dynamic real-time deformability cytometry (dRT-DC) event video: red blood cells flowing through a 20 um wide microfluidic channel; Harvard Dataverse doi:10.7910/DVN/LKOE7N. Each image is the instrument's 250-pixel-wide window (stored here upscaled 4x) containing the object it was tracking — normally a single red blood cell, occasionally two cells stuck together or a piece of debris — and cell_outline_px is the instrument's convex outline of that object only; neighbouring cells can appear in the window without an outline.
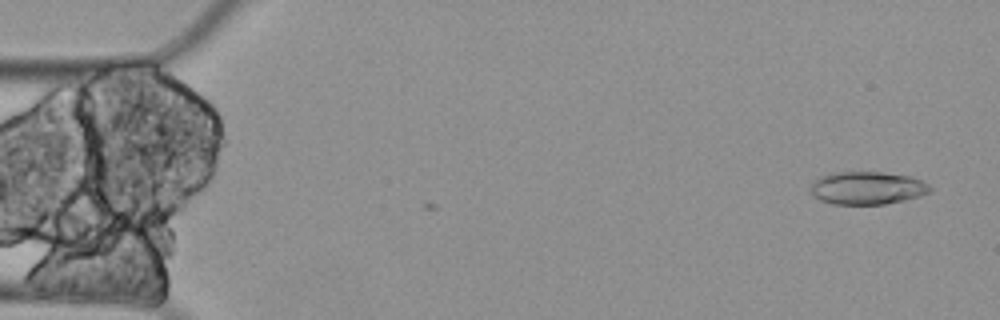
{"species": "Egyptian fruit bat (a non-hibernating species)", "species_latin": "Rousettus aegyptiacus", "temperature_condition": "cold", "stored_images_in_passage": 4, "camera_frame_rate_fps": 3000, "um_per_image_px": 0.085, "animal": {"sex": "female"}, "frame": {"image": 1, "passage_image": 1, "time_ms": 0.0, "image_size_px": [1000, 320], "cell_outline_px": [[932, 192], [920, 196], [904, 200], [884, 204], [832, 204], [820, 200], [812, 196], [812, 180], [820, 176], [832, 172], [880, 172], [908, 176], [924, 180], [932, 188]], "centroid_in_image_um": [73.72, 15.98], "position_along_channel_um": 11.3, "area_um2": 23.06}}